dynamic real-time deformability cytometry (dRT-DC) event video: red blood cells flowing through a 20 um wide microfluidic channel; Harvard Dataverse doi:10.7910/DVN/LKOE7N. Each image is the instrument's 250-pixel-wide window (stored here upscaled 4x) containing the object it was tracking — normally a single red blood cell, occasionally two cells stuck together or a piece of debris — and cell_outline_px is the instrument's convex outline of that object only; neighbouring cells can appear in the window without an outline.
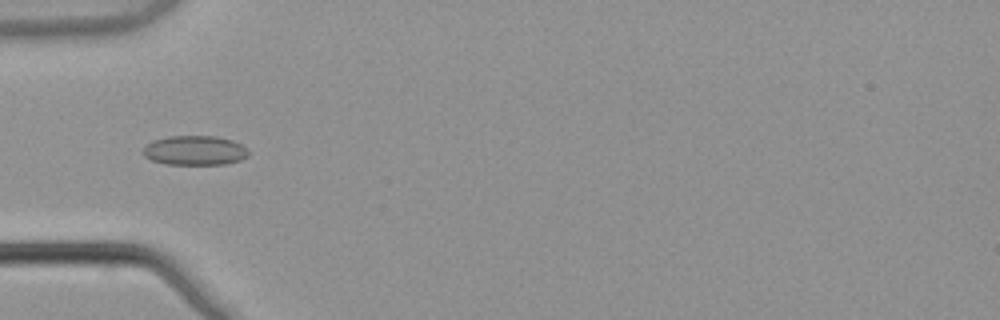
{"species": "common noctule bat (a hibernating species)", "species_latin": "Nyctalus noctula", "temperature_condition": "warm", "stored_images_in_passage": 7, "camera_frame_rate_fps": 3000, "um_per_image_px": 0.085, "animal": {"sex": "male", "body_mass_g": 21.5, "forearm_length_mm": 52.0}, "frame": {"image": 1, "passage_image": 6, "time_ms": 1.667, "image_size_px": [1000, 320], "cell_outline_px": [[248, 156], [240, 160], [224, 164], [164, 164], [152, 160], [144, 156], [140, 152], [152, 140], [168, 136], [216, 136], [232, 140], [240, 144], [248, 152]], "centroid_in_image_um": [16.51, 12.78], "position_along_channel_um": 68.5, "area_um2": 18.09}}
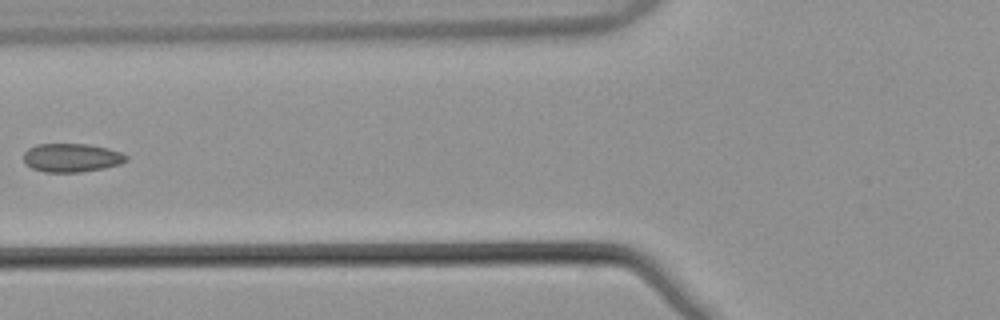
{"frame": {"image": 2, "passage_image": 7, "time_ms": 2.0, "image_size_px": [1000, 320], "cell_outline_px": [[128, 160], [120, 164], [104, 168], [80, 172], [44, 172], [32, 168], [24, 164], [24, 152], [28, 148], [36, 144], [88, 144], [108, 148], [120, 152], [128, 156]], "centroid_in_image_um": [6.07, 13.4], "position_along_channel_um": 119.7, "area_um2": 17.22}}